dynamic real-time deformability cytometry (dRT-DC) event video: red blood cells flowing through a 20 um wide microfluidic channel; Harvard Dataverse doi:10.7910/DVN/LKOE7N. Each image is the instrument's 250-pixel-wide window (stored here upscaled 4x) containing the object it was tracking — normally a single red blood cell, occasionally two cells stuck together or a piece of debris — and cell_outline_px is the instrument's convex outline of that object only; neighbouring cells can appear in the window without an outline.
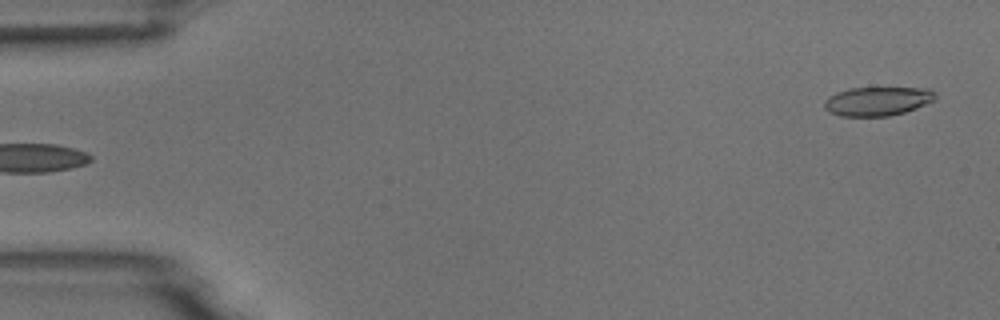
{"species": "common noctule bat (a hibernating species)", "species_latin": "Nyctalus noctula", "temperature_condition": "room temperature", "stored_images_in_passage": 6, "segment_of_instrument_passage": [2, 2], "camera_frame_rate_fps": 3000, "um_per_image_px": 0.085, "animal": {"sex": "male", "body_mass_g": 18.8}, "frame": {"image": 1, "passage_image": 6, "time_ms": 1.667, "image_size_px": [1000, 320], "cell_outline_px": [[936, 96], [932, 100], [916, 108], [904, 112], [888, 116], [840, 116], [828, 112], [824, 108], [824, 100], [828, 96], [836, 92], [848, 88], [932, 88], [936, 92]], "centroid_in_image_um": [74.54, 8.59], "position_along_channel_um": 10.5, "area_um2": 18.79}}